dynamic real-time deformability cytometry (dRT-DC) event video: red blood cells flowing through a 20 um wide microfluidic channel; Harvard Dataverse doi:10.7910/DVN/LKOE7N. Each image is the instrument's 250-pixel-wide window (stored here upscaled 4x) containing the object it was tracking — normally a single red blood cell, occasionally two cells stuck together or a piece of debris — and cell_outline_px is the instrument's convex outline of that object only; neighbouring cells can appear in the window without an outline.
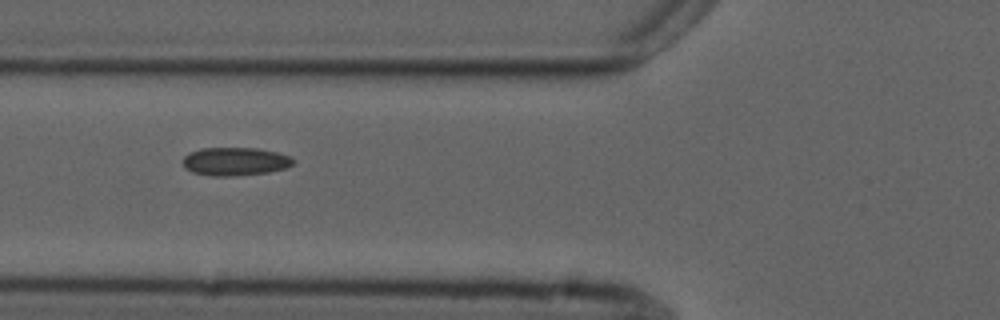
{"species": "common noctule bat (a hibernating species)", "species_latin": "Nyctalus noctula", "temperature_condition": "cold", "stored_images_in_passage": 8, "camera_frame_rate_fps": 3000, "um_per_image_px": 0.085, "animal": {"sex": "male", "forearm_length_mm": 52.5}, "frame": {"image": 1, "passage_image": 6, "time_ms": 6.0, "image_size_px": [1000, 320], "cell_outline_px": [[296, 160], [288, 168], [268, 172], [236, 176], [212, 176], [192, 172], [184, 168], [184, 156], [188, 152], [200, 148], [256, 148], [276, 152], [288, 156]], "centroid_in_image_um": [19.98, 13.73], "position_along_channel_um": 105.8, "area_um2": 18.26}}
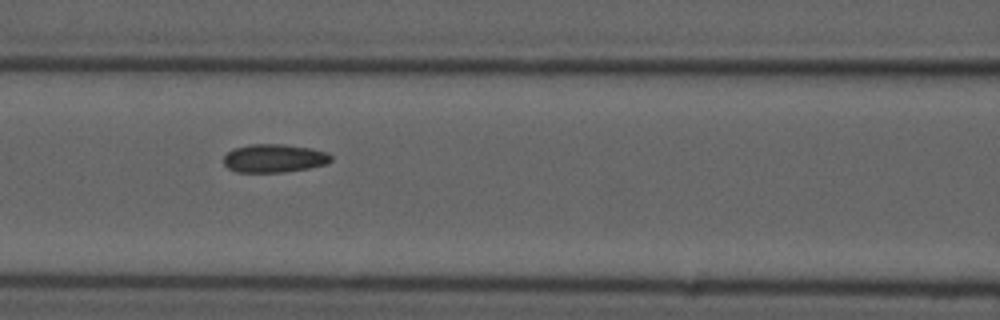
{"frame": {"image": 2, "passage_image": 7, "time_ms": 7.0, "image_size_px": [1000, 320], "cell_outline_px": [[332, 160], [328, 164], [308, 168], [284, 172], [236, 172], [228, 168], [224, 164], [224, 156], [232, 148], [252, 144], [284, 144], [312, 148], [328, 152], [332, 156]], "centroid_in_image_um": [23.33, 13.45], "position_along_channel_um": 143.3, "area_um2": 17.92}}
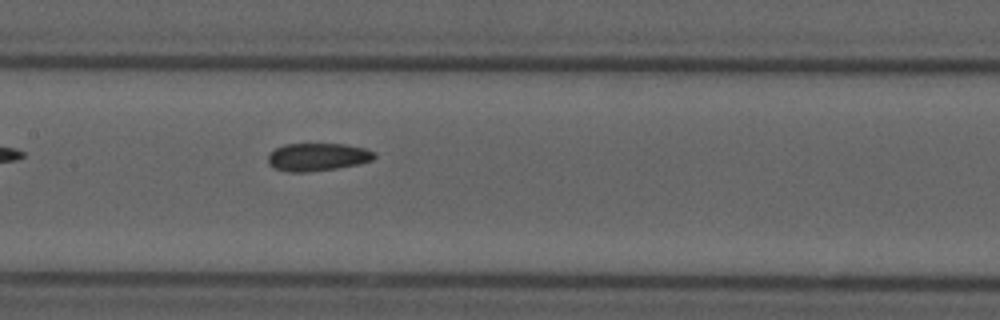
{"frame": {"image": 3, "passage_image": 8, "time_ms": 8.0, "image_size_px": [1000, 320], "cell_outline_px": [[376, 156], [372, 160], [356, 164], [336, 168], [308, 172], [288, 172], [272, 168], [268, 164], [268, 156], [276, 148], [284, 144], [344, 144], [364, 148], [376, 152]], "centroid_in_image_um": [26.97, 13.34], "position_along_channel_um": 180.4, "area_um2": 17.22}}